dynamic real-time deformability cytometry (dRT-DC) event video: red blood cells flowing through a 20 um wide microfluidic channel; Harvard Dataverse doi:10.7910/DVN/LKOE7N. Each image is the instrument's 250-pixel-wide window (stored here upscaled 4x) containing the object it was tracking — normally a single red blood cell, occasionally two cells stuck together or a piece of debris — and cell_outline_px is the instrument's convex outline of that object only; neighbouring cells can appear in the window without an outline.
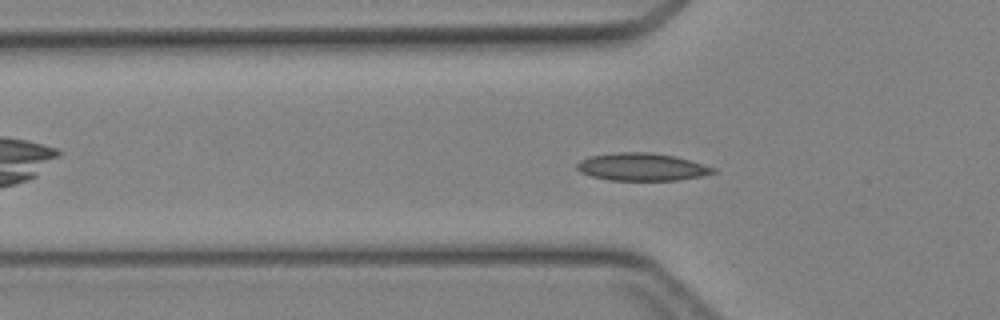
{"species": "Egyptian fruit bat (a non-hibernating species)", "species_latin": "Rousettus aegyptiacus", "temperature_condition": "cold", "stored_images_in_passage": 43, "segment_of_instrument_passage": [1, 2], "camera_frame_rate_fps": 3000, "um_per_image_px": 0.085, "animal": {"sex": "female"}, "frame": {"image": 1, "passage_image": 11, "time_ms": 3.333, "image_size_px": [1000, 320], "cell_outline_px": [[720, 172], [700, 176], [676, 180], [608, 180], [592, 176], [580, 172], [576, 168], [576, 164], [580, 160], [592, 156], [616, 152], [648, 152], [676, 156], [716, 168]], "centroid_in_image_um": [54.57, 14.19], "position_along_channel_um": 71.2, "area_um2": 21.91}}
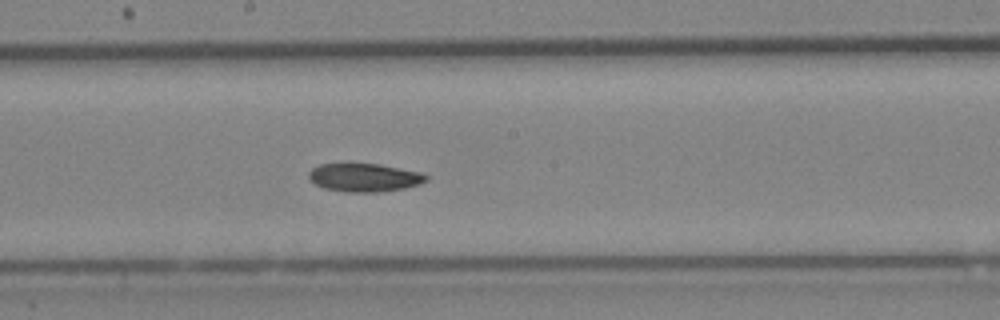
{"frame": {"image": 2, "passage_image": 21, "time_ms": 6.667, "image_size_px": [1000, 320], "cell_outline_px": [[428, 180], [420, 184], [404, 188], [380, 192], [348, 192], [324, 188], [316, 184], [308, 176], [308, 172], [312, 168], [320, 164], [380, 164], [424, 172], [428, 176]], "centroid_in_image_um": [31.03, 15.08], "position_along_channel_um": 217.2, "area_um2": 19.42}}
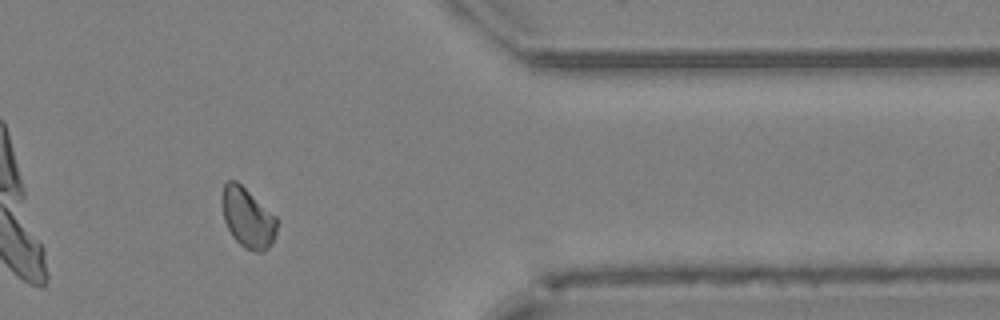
{"frame": {"image": 3, "passage_image": 34, "time_ms": 11.0, "image_size_px": [1000, 320], "cell_outline_px": [[276, 236], [272, 244], [264, 252], [256, 252], [244, 248], [232, 236], [224, 220], [220, 200], [224, 184], [228, 180], [236, 180], [276, 216]], "centroid_in_image_um": [21.04, 18.52], "position_along_channel_um": 390.4, "area_um2": 19.31}}